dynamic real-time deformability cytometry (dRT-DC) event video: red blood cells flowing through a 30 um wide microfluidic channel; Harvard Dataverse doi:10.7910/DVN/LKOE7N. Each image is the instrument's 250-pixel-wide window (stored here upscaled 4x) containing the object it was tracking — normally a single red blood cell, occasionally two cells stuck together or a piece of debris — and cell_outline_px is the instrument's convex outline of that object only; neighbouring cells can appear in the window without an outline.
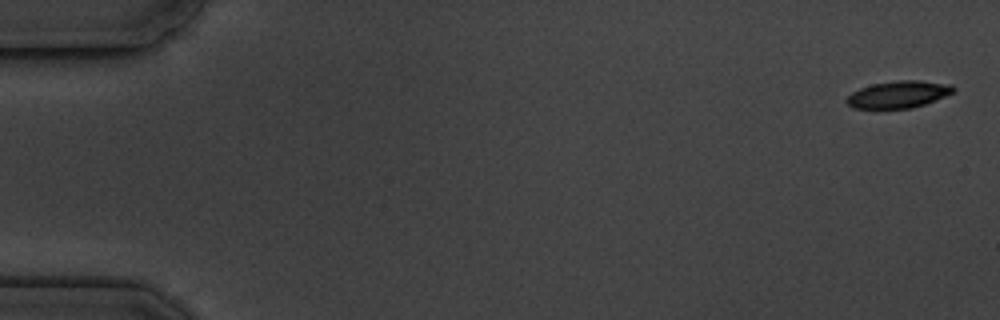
{"species": "common noctule bat (a hibernating species)", "species_latin": "Nyctalus noctula", "temperature_condition": "cold", "stored_images_in_passage": 9, "camera_frame_rate_fps": 3000, "um_per_image_px": 0.085, "animal": {"sex": "male", "body_mass_g": 19.5, "forearm_length_mm": 54.6}, "frame": {"image": 1, "passage_image": 1, "time_ms": 0.0, "image_size_px": [1000, 320], "cell_outline_px": [[956, 88], [952, 92], [944, 96], [924, 104], [912, 108], [852, 108], [844, 100], [852, 92], [860, 88], [872, 84], [900, 80], [920, 80], [952, 84]], "centroid_in_image_um": [76.36, 8.01], "position_along_channel_um": 8.6, "area_um2": 16.7}}
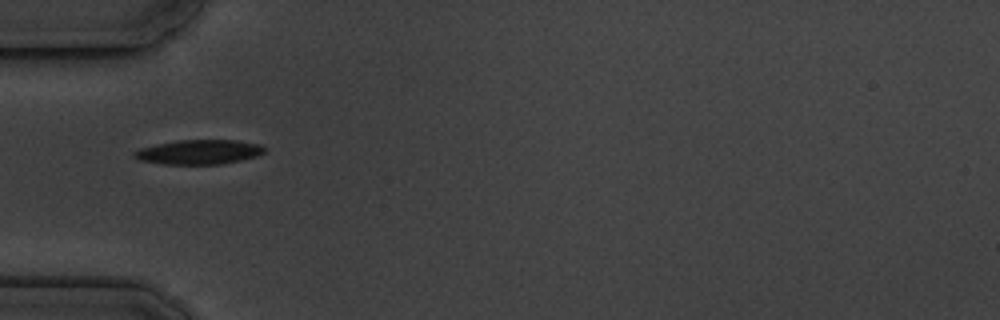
{"frame": {"image": 2, "passage_image": 6, "time_ms": 5.667, "image_size_px": [1000, 320], "cell_outline_px": [[264, 152], [256, 156], [240, 160], [220, 164], [164, 164], [140, 160], [132, 156], [132, 152], [140, 148], [156, 144], [176, 140], [236, 140], [260, 144], [264, 148]], "centroid_in_image_um": [16.87, 12.91], "position_along_channel_um": 68.1, "area_um2": 18.55}}
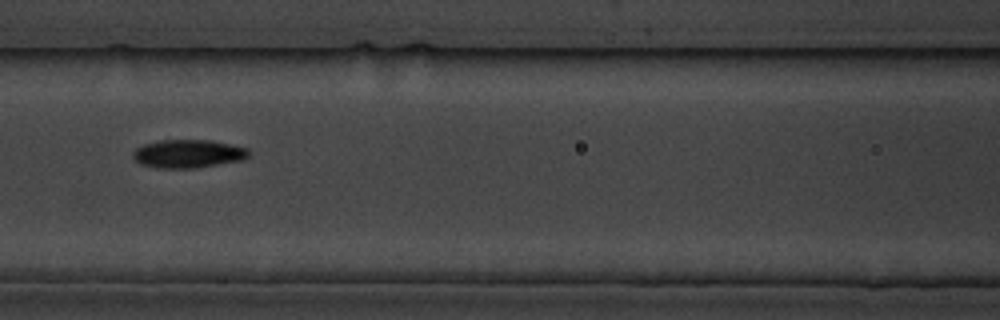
{"frame": {"image": 3, "passage_image": 8, "time_ms": 8.0, "image_size_px": [1000, 320], "cell_outline_px": [[252, 152], [244, 160], [196, 168], [160, 168], [140, 164], [132, 156], [132, 152], [136, 148], [144, 144], [160, 140], [212, 140], [232, 144], [248, 148]], "centroid_in_image_um": [16.03, 13.06], "position_along_channel_um": 150.6, "area_um2": 19.31}}